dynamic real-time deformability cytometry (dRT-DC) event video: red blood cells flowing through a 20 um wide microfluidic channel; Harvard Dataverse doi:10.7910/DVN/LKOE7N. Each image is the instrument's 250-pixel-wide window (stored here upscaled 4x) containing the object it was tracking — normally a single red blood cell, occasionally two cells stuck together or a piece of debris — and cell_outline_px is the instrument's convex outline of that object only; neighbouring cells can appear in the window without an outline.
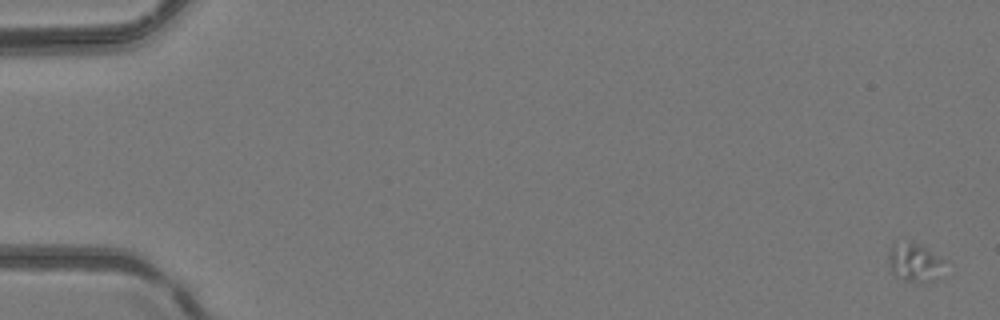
{"species": "common noctule bat (a hibernating species)", "species_latin": "Nyctalus noctula", "temperature_condition": "room temperature", "stored_images_in_passage": 5, "camera_frame_rate_fps": 3000, "um_per_image_px": 0.085, "animal": {"sex": "female", "body_mass_g": 24.6, "forearm_length_mm": 56.2}, "frame": {"image": 1, "passage_image": 1, "time_ms": 0.0, "image_size_px": [1000, 320], "cell_outline_px": [[944, 260], [932, 280], [920, 284], [904, 280], [896, 276], [892, 272], [888, 256], [892, 244], [908, 240], [924, 248]], "centroid_in_image_um": [77.64, 22.3], "position_along_channel_um": 7.4, "area_um2": 11.96}}